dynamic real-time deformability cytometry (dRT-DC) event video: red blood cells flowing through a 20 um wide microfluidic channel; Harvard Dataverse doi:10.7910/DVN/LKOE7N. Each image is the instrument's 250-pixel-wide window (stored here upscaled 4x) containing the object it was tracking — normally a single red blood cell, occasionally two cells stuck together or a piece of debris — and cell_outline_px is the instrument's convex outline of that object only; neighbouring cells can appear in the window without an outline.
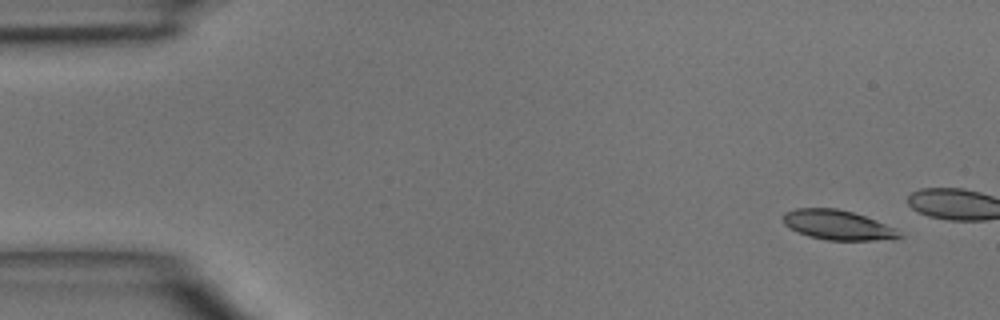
{"species": "common noctule bat (a hibernating species)", "species_latin": "Nyctalus noctula", "temperature_condition": "room temperature", "stored_images_in_passage": 5, "camera_frame_rate_fps": 3000, "um_per_image_px": 0.085, "animal": {"sex": "male", "body_mass_g": 15.6}, "frame": {"image": 1, "passage_image": 1, "time_ms": 0.0, "image_size_px": [1000, 320], "cell_outline_px": [[904, 236], [892, 240], [828, 240], [808, 236], [784, 224], [784, 212], [796, 208], [836, 208], [852, 212], [864, 216], [896, 228]], "centroid_in_image_um": [71.25, 19.13], "position_along_channel_um": 13.7, "area_um2": 20.0}}
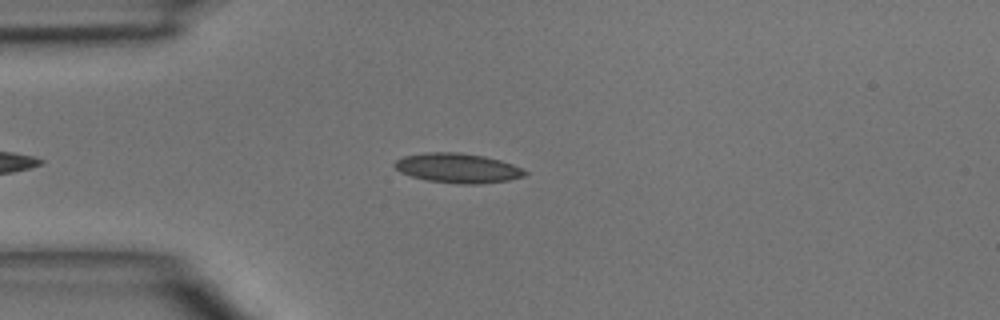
{"frame": {"image": 2, "passage_image": 4, "time_ms": 4.333, "image_size_px": [1000, 320], "cell_outline_px": [[528, 172], [524, 176], [508, 180], [480, 184], [460, 184], [428, 180], [412, 176], [400, 172], [392, 164], [396, 160], [404, 156], [424, 152], [460, 152], [484, 156], [500, 160], [512, 164]], "centroid_in_image_um": [38.89, 14.28], "position_along_channel_um": 46.1, "area_um2": 22.43}}